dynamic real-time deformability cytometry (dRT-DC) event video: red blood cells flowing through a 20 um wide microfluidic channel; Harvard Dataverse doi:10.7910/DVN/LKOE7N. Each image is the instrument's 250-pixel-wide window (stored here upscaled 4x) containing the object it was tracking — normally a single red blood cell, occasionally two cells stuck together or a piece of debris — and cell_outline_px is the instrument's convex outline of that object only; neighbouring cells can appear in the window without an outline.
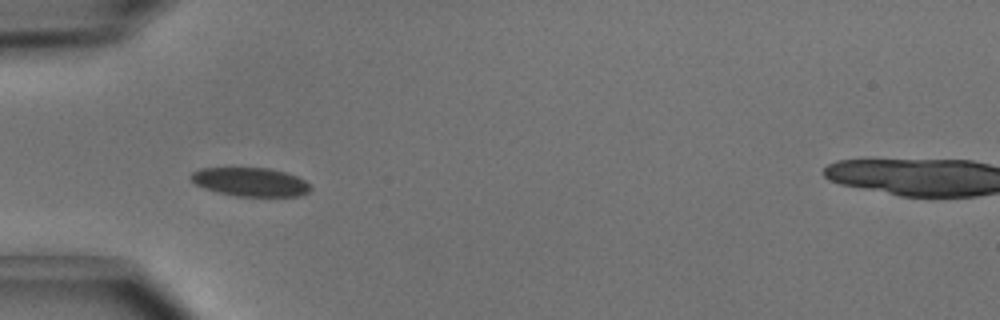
{"species": "common noctule bat (a hibernating species)", "species_latin": "Nyctalus noctula", "temperature_condition": "cold", "stored_images_in_passage": 20, "camera_frame_rate_fps": 3000, "um_per_image_px": 0.085, "animal": {"sex": "male", "body_mass_g": 15.6}, "frame": {"image": 1, "passage_image": 4, "time_ms": 1.0, "image_size_px": [1000, 320], "cell_outline_px": [[312, 188], [308, 192], [300, 196], [236, 196], [216, 192], [204, 188], [196, 184], [188, 176], [192, 172], [200, 168], [268, 168], [284, 172], [296, 176], [312, 184]], "centroid_in_image_um": [21.28, 15.47], "position_along_channel_um": 63.7, "area_um2": 20.06}}
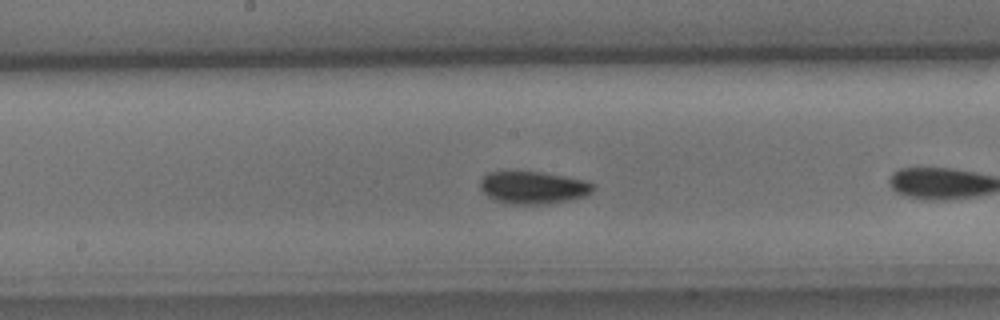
{"frame": {"image": 2, "passage_image": 12, "time_ms": 3.667, "image_size_px": [1000, 320], "cell_outline_px": [[596, 188], [592, 192], [584, 196], [568, 200], [548, 204], [512, 204], [496, 200], [488, 196], [480, 188], [480, 180], [488, 172], [540, 172], [588, 180]], "centroid_in_image_um": [45.35, 15.94], "position_along_channel_um": 202.9, "area_um2": 21.27}}
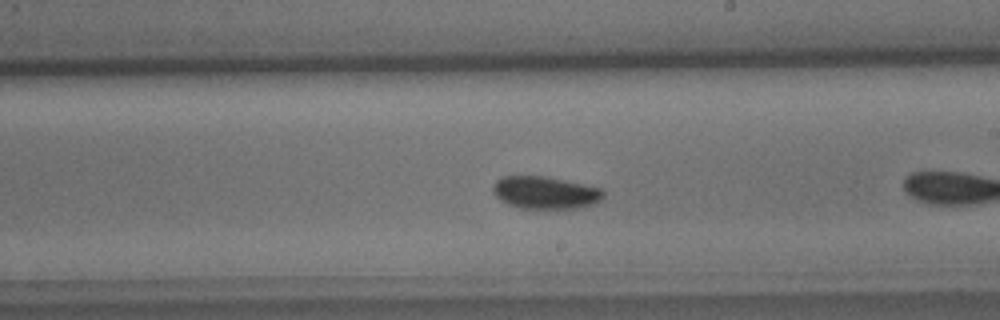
{"frame": {"image": 3, "passage_image": 15, "time_ms": 4.667, "image_size_px": [1000, 320], "cell_outline_px": [[604, 196], [596, 204], [580, 208], [520, 208], [508, 204], [500, 200], [492, 192], [492, 184], [500, 176], [544, 176], [564, 180], [600, 188], [604, 192]], "centroid_in_image_um": [46.31, 16.37], "position_along_channel_um": 242.7, "area_um2": 20.98}}